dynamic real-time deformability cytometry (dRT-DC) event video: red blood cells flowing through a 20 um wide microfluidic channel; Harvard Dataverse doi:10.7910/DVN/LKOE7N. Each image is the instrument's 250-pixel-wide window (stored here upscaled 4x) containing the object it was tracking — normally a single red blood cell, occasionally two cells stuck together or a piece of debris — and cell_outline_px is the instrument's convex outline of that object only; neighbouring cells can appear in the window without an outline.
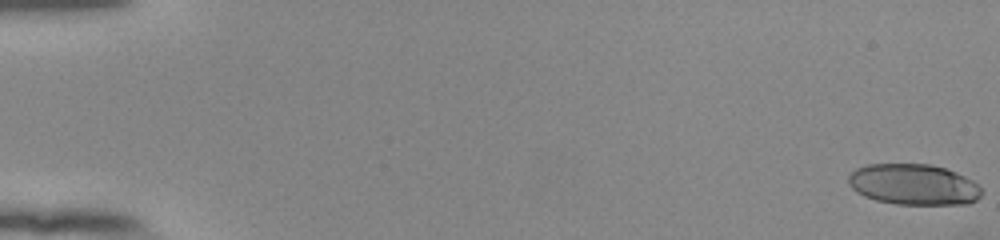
{"species": "human", "species_latin": "Homo sapiens", "temperature_condition": "room temperature", "stored_images_in_passage": 13, "camera_frame_rate_fps": 3000, "um_per_image_px": 0.085, "donor": {"sex": "female"}, "frame": {"image": 1, "passage_image": 1, "time_ms": 0.0, "image_size_px": [1000, 240], "cell_outline_px": [[984, 192], [976, 200], [968, 204], [896, 204], [876, 200], [864, 196], [856, 192], [848, 184], [848, 176], [856, 168], [868, 164], [932, 164], [956, 172], [972, 180]], "centroid_in_image_um": [77.65, 15.68], "position_along_channel_um": 7.4, "area_um2": 31.79}}